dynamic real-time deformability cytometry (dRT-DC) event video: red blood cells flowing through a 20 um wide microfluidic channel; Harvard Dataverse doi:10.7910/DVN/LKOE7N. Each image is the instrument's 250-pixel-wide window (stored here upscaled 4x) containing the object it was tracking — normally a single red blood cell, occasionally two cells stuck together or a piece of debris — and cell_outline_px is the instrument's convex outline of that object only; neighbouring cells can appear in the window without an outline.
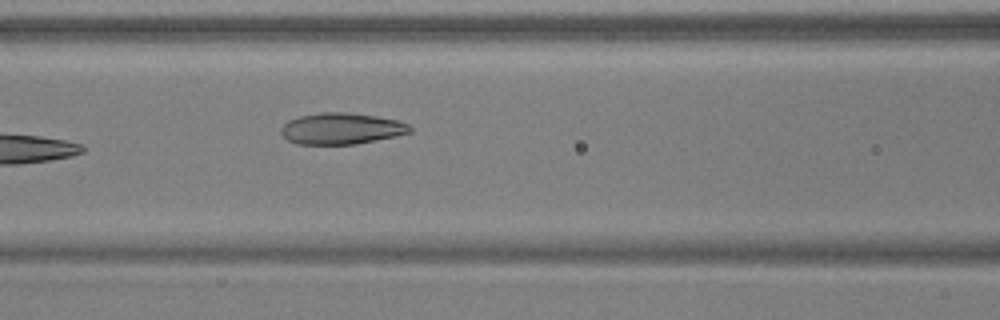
{"species": "common noctule bat (a hibernating species)", "species_latin": "Nyctalus noctula", "temperature_condition": "warm", "stored_images_in_passage": 7, "camera_frame_rate_fps": 3000, "um_per_image_px": 0.085, "animal": {"sex": "male", "body_mass_g": 17.9, "forearm_length_mm": 54.2}, "frame": {"image": 1, "passage_image": 7, "time_ms": 2.0, "image_size_px": [1000, 320], "cell_outline_px": [[412, 132], [396, 136], [356, 144], [296, 144], [288, 140], [280, 132], [280, 128], [288, 120], [300, 116], [320, 112], [344, 112], [376, 116], [396, 120], [408, 124], [412, 128]], "centroid_in_image_um": [29.01, 10.93], "position_along_channel_um": 137.6, "area_um2": 23.52}}